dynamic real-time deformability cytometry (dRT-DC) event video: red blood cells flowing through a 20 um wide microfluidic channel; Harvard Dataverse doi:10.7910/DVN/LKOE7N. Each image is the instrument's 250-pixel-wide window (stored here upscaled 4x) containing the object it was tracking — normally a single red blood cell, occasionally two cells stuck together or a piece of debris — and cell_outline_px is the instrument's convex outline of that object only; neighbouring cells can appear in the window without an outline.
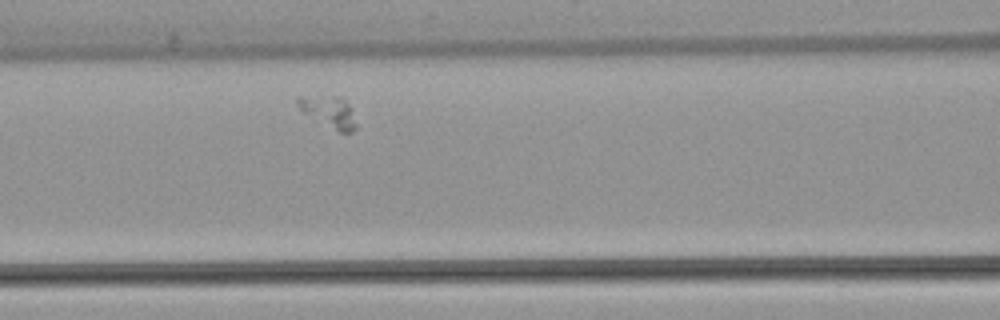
{"species": "common noctule bat (a hibernating species)", "species_latin": "Nyctalus noctula", "temperature_condition": "warm", "stored_images_in_passage": 3, "camera_frame_rate_fps": 3000, "um_per_image_px": 0.085, "animal": {"sex": "female", "body_mass_g": 22.7, "forearm_length_mm": 54.2}, "frame": {"image": 1, "passage_image": 3, "time_ms": 2.333, "image_size_px": [1000, 320], "cell_outline_px": [[356, 128], [352, 132], [340, 132], [300, 112], [296, 104], [296, 96], [340, 96], [348, 104], [356, 124]], "centroid_in_image_um": [27.89, 9.48], "position_along_channel_um": 138.7, "area_um2": 10.69}}